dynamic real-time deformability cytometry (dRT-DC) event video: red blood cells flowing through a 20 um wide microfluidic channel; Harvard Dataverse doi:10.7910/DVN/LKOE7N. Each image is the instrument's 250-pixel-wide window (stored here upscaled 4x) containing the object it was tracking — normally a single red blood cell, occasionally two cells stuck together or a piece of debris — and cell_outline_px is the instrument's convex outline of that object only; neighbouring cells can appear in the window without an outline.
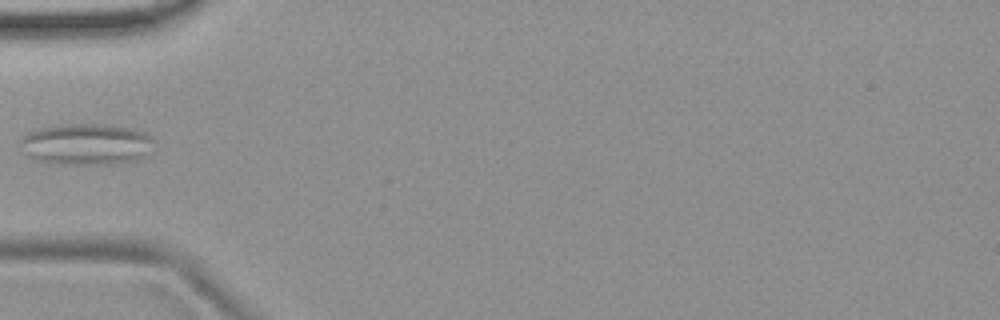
{"species": "common noctule bat (a hibernating species)", "species_latin": "Nyctalus noctula", "temperature_condition": "room temperature", "stored_images_in_passage": 1, "camera_frame_rate_fps": 3000, "um_per_image_px": 0.085, "animal": {"sex": "female", "body_mass_g": 19.9}, "frame": {"image": 1, "passage_image": 1, "time_ms": 0.0, "image_size_px": [1000, 320], "cell_outline_px": [[156, 140], [152, 152], [144, 160], [116, 164], [52, 164], [32, 160], [24, 156], [20, 152], [20, 136], [28, 132], [40, 128], [64, 124], [108, 124], [132, 128], [144, 132], [152, 136]], "centroid_in_image_um": [7.36, 12.28], "position_along_channel_um": 77.6, "area_um2": 33.7}}